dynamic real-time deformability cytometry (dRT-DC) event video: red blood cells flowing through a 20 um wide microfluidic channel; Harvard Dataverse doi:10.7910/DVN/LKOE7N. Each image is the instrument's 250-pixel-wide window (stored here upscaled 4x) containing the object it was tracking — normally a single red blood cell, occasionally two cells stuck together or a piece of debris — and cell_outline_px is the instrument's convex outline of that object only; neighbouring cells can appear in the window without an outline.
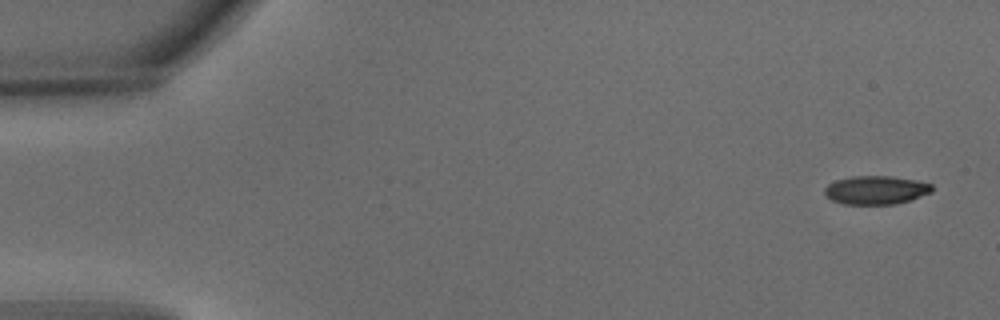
{"species": "common noctule bat (a hibernating species)", "species_latin": "Nyctalus noctula", "temperature_condition": "warm", "stored_images_in_passage": 4, "segment_of_instrument_passage": [2, 2], "camera_frame_rate_fps": 3000, "um_per_image_px": 0.085, "animal": {"sex": "male", "body_mass_g": 15.6}, "frame": {"image": 1, "passage_image": 4, "time_ms": 1.0, "image_size_px": [1000, 320], "cell_outline_px": [[932, 192], [896, 204], [844, 204], [832, 200], [824, 192], [824, 188], [828, 184], [836, 180], [852, 176], [888, 176], [916, 180], [932, 184]], "centroid_in_image_um": [74.44, 16.15], "position_along_channel_um": 10.6, "area_um2": 17.69}}